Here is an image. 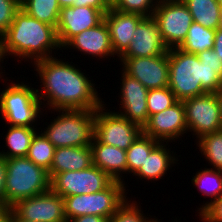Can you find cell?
<instances>
[{"label": "cell", "mask_w": 222, "mask_h": 222, "mask_svg": "<svg viewBox=\"0 0 222 222\" xmlns=\"http://www.w3.org/2000/svg\"><path fill=\"white\" fill-rule=\"evenodd\" d=\"M59 112L42 133L58 147L90 146L94 138L96 110H53Z\"/></svg>", "instance_id": "5b68a950"}, {"label": "cell", "mask_w": 222, "mask_h": 222, "mask_svg": "<svg viewBox=\"0 0 222 222\" xmlns=\"http://www.w3.org/2000/svg\"><path fill=\"white\" fill-rule=\"evenodd\" d=\"M90 147L92 150V165L107 173L113 180L125 183L123 174H127L126 151L103 144L95 137Z\"/></svg>", "instance_id": "ffe728a7"}, {"label": "cell", "mask_w": 222, "mask_h": 222, "mask_svg": "<svg viewBox=\"0 0 222 222\" xmlns=\"http://www.w3.org/2000/svg\"><path fill=\"white\" fill-rule=\"evenodd\" d=\"M5 180L6 163L3 157H0V204H5Z\"/></svg>", "instance_id": "74e56055"}, {"label": "cell", "mask_w": 222, "mask_h": 222, "mask_svg": "<svg viewBox=\"0 0 222 222\" xmlns=\"http://www.w3.org/2000/svg\"><path fill=\"white\" fill-rule=\"evenodd\" d=\"M138 205L140 202L137 204L135 200L131 201L128 197L112 215L110 222H155L156 217L149 219L141 210V205Z\"/></svg>", "instance_id": "1f68e13d"}, {"label": "cell", "mask_w": 222, "mask_h": 222, "mask_svg": "<svg viewBox=\"0 0 222 222\" xmlns=\"http://www.w3.org/2000/svg\"><path fill=\"white\" fill-rule=\"evenodd\" d=\"M8 222H31L24 219H21L13 210L10 213Z\"/></svg>", "instance_id": "b9f144b4"}, {"label": "cell", "mask_w": 222, "mask_h": 222, "mask_svg": "<svg viewBox=\"0 0 222 222\" xmlns=\"http://www.w3.org/2000/svg\"><path fill=\"white\" fill-rule=\"evenodd\" d=\"M122 70L148 90L168 87V52L152 57H120Z\"/></svg>", "instance_id": "7c38bea8"}, {"label": "cell", "mask_w": 222, "mask_h": 222, "mask_svg": "<svg viewBox=\"0 0 222 222\" xmlns=\"http://www.w3.org/2000/svg\"><path fill=\"white\" fill-rule=\"evenodd\" d=\"M120 105L117 113L142 129L148 122L147 95L149 90L138 80L121 70Z\"/></svg>", "instance_id": "9a60e30c"}, {"label": "cell", "mask_w": 222, "mask_h": 222, "mask_svg": "<svg viewBox=\"0 0 222 222\" xmlns=\"http://www.w3.org/2000/svg\"><path fill=\"white\" fill-rule=\"evenodd\" d=\"M20 9L21 0H0V38L8 31Z\"/></svg>", "instance_id": "836d02e7"}, {"label": "cell", "mask_w": 222, "mask_h": 222, "mask_svg": "<svg viewBox=\"0 0 222 222\" xmlns=\"http://www.w3.org/2000/svg\"><path fill=\"white\" fill-rule=\"evenodd\" d=\"M178 100L169 87L151 89L147 95L148 117L166 110Z\"/></svg>", "instance_id": "4dcf8cb0"}, {"label": "cell", "mask_w": 222, "mask_h": 222, "mask_svg": "<svg viewBox=\"0 0 222 222\" xmlns=\"http://www.w3.org/2000/svg\"><path fill=\"white\" fill-rule=\"evenodd\" d=\"M191 183L201 192L203 195L210 197V201L201 205L198 208V214H200L210 203L219 199L222 196V172L212 168H204L195 173L192 176Z\"/></svg>", "instance_id": "d4e9b609"}, {"label": "cell", "mask_w": 222, "mask_h": 222, "mask_svg": "<svg viewBox=\"0 0 222 222\" xmlns=\"http://www.w3.org/2000/svg\"><path fill=\"white\" fill-rule=\"evenodd\" d=\"M40 130L38 129L39 132L37 131L33 136L26 157L35 165L42 167L49 173L53 162L55 147L42 133V129Z\"/></svg>", "instance_id": "83f0119b"}, {"label": "cell", "mask_w": 222, "mask_h": 222, "mask_svg": "<svg viewBox=\"0 0 222 222\" xmlns=\"http://www.w3.org/2000/svg\"><path fill=\"white\" fill-rule=\"evenodd\" d=\"M72 63L55 56L34 62V70L38 72L36 74H39L42 83L41 89L36 90L41 105H44L43 111L46 106L52 111L96 110L104 103L94 80H89L90 77Z\"/></svg>", "instance_id": "6da1fadb"}, {"label": "cell", "mask_w": 222, "mask_h": 222, "mask_svg": "<svg viewBox=\"0 0 222 222\" xmlns=\"http://www.w3.org/2000/svg\"><path fill=\"white\" fill-rule=\"evenodd\" d=\"M188 132L198 140L222 130L220 105L216 93H205L182 101Z\"/></svg>", "instance_id": "30bf717a"}, {"label": "cell", "mask_w": 222, "mask_h": 222, "mask_svg": "<svg viewBox=\"0 0 222 222\" xmlns=\"http://www.w3.org/2000/svg\"><path fill=\"white\" fill-rule=\"evenodd\" d=\"M142 130L144 135L159 142L172 143L184 137L188 133L184 103L177 101L166 110L151 115Z\"/></svg>", "instance_id": "5bb4252c"}, {"label": "cell", "mask_w": 222, "mask_h": 222, "mask_svg": "<svg viewBox=\"0 0 222 222\" xmlns=\"http://www.w3.org/2000/svg\"><path fill=\"white\" fill-rule=\"evenodd\" d=\"M168 144V142H166V144L165 142H159L152 149L139 171L134 175L135 177L137 176V180L138 177L140 180L145 179L148 181L163 179L167 171H169L170 168L172 169V165L175 166L174 164H179L177 163L179 159L176 152L170 151L171 148L167 147Z\"/></svg>", "instance_id": "44dd1931"}, {"label": "cell", "mask_w": 222, "mask_h": 222, "mask_svg": "<svg viewBox=\"0 0 222 222\" xmlns=\"http://www.w3.org/2000/svg\"><path fill=\"white\" fill-rule=\"evenodd\" d=\"M213 50L217 53L220 61H222V27L216 30Z\"/></svg>", "instance_id": "ab89813d"}, {"label": "cell", "mask_w": 222, "mask_h": 222, "mask_svg": "<svg viewBox=\"0 0 222 222\" xmlns=\"http://www.w3.org/2000/svg\"><path fill=\"white\" fill-rule=\"evenodd\" d=\"M110 7L116 2V0H104Z\"/></svg>", "instance_id": "bcb514c9"}, {"label": "cell", "mask_w": 222, "mask_h": 222, "mask_svg": "<svg viewBox=\"0 0 222 222\" xmlns=\"http://www.w3.org/2000/svg\"><path fill=\"white\" fill-rule=\"evenodd\" d=\"M104 13L90 6L63 7L60 11L57 37L61 49L76 35L104 20Z\"/></svg>", "instance_id": "2e32d148"}, {"label": "cell", "mask_w": 222, "mask_h": 222, "mask_svg": "<svg viewBox=\"0 0 222 222\" xmlns=\"http://www.w3.org/2000/svg\"><path fill=\"white\" fill-rule=\"evenodd\" d=\"M155 222H162V220L160 221V219L158 220V218L155 220Z\"/></svg>", "instance_id": "c3c4849f"}, {"label": "cell", "mask_w": 222, "mask_h": 222, "mask_svg": "<svg viewBox=\"0 0 222 222\" xmlns=\"http://www.w3.org/2000/svg\"><path fill=\"white\" fill-rule=\"evenodd\" d=\"M37 129L35 127L8 126L5 134V147L8 150H0V157L9 159L13 157H26L31 141ZM6 151V152H5Z\"/></svg>", "instance_id": "cb8c5ba5"}, {"label": "cell", "mask_w": 222, "mask_h": 222, "mask_svg": "<svg viewBox=\"0 0 222 222\" xmlns=\"http://www.w3.org/2000/svg\"><path fill=\"white\" fill-rule=\"evenodd\" d=\"M125 185L127 184L114 180L102 191L63 197L67 221L87 214L110 219L127 199Z\"/></svg>", "instance_id": "52a82bcc"}, {"label": "cell", "mask_w": 222, "mask_h": 222, "mask_svg": "<svg viewBox=\"0 0 222 222\" xmlns=\"http://www.w3.org/2000/svg\"><path fill=\"white\" fill-rule=\"evenodd\" d=\"M127 51L121 57H152L168 52L163 42L159 25L152 17H145L133 32Z\"/></svg>", "instance_id": "e0dca14e"}, {"label": "cell", "mask_w": 222, "mask_h": 222, "mask_svg": "<svg viewBox=\"0 0 222 222\" xmlns=\"http://www.w3.org/2000/svg\"><path fill=\"white\" fill-rule=\"evenodd\" d=\"M158 143L159 141L142 133L139 138L126 150L127 174L130 173L134 176L143 165L146 157H148L152 149Z\"/></svg>", "instance_id": "f1b7e54d"}, {"label": "cell", "mask_w": 222, "mask_h": 222, "mask_svg": "<svg viewBox=\"0 0 222 222\" xmlns=\"http://www.w3.org/2000/svg\"><path fill=\"white\" fill-rule=\"evenodd\" d=\"M61 8L74 5V0H57Z\"/></svg>", "instance_id": "7bdbcfd3"}, {"label": "cell", "mask_w": 222, "mask_h": 222, "mask_svg": "<svg viewBox=\"0 0 222 222\" xmlns=\"http://www.w3.org/2000/svg\"><path fill=\"white\" fill-rule=\"evenodd\" d=\"M21 9L39 21L58 26L61 7L57 0H21Z\"/></svg>", "instance_id": "4316f807"}, {"label": "cell", "mask_w": 222, "mask_h": 222, "mask_svg": "<svg viewBox=\"0 0 222 222\" xmlns=\"http://www.w3.org/2000/svg\"><path fill=\"white\" fill-rule=\"evenodd\" d=\"M1 63L3 64V60H2V58H1V55H0V78H2L4 75H3V73H5V72H3L2 70H3V67L1 66ZM2 74V75H1Z\"/></svg>", "instance_id": "f6af8a7d"}, {"label": "cell", "mask_w": 222, "mask_h": 222, "mask_svg": "<svg viewBox=\"0 0 222 222\" xmlns=\"http://www.w3.org/2000/svg\"><path fill=\"white\" fill-rule=\"evenodd\" d=\"M11 209L21 219L31 222H67L63 198L51 189L20 200Z\"/></svg>", "instance_id": "4fadbf2b"}, {"label": "cell", "mask_w": 222, "mask_h": 222, "mask_svg": "<svg viewBox=\"0 0 222 222\" xmlns=\"http://www.w3.org/2000/svg\"><path fill=\"white\" fill-rule=\"evenodd\" d=\"M217 99L219 101V105H220V112H221V122H222V89H220L217 93Z\"/></svg>", "instance_id": "ee69618b"}, {"label": "cell", "mask_w": 222, "mask_h": 222, "mask_svg": "<svg viewBox=\"0 0 222 222\" xmlns=\"http://www.w3.org/2000/svg\"><path fill=\"white\" fill-rule=\"evenodd\" d=\"M54 50L63 52L56 28L35 19L22 9L16 13L8 31L0 38V55L3 61L6 56H13L17 60L22 58L20 62L24 59V62L29 60L33 64L56 56Z\"/></svg>", "instance_id": "7a4b0ae2"}, {"label": "cell", "mask_w": 222, "mask_h": 222, "mask_svg": "<svg viewBox=\"0 0 222 222\" xmlns=\"http://www.w3.org/2000/svg\"><path fill=\"white\" fill-rule=\"evenodd\" d=\"M1 80L4 83L11 82L10 84L8 82L6 88L0 92V114L5 124L7 122L10 126L34 127L37 118H41L40 115L44 113L36 88L24 81L15 83L10 79L1 78Z\"/></svg>", "instance_id": "8992f818"}, {"label": "cell", "mask_w": 222, "mask_h": 222, "mask_svg": "<svg viewBox=\"0 0 222 222\" xmlns=\"http://www.w3.org/2000/svg\"><path fill=\"white\" fill-rule=\"evenodd\" d=\"M158 0H116L112 8L123 13L152 17Z\"/></svg>", "instance_id": "d6a6232c"}, {"label": "cell", "mask_w": 222, "mask_h": 222, "mask_svg": "<svg viewBox=\"0 0 222 222\" xmlns=\"http://www.w3.org/2000/svg\"><path fill=\"white\" fill-rule=\"evenodd\" d=\"M198 216L202 222H222V196L210 203Z\"/></svg>", "instance_id": "e575fe53"}, {"label": "cell", "mask_w": 222, "mask_h": 222, "mask_svg": "<svg viewBox=\"0 0 222 222\" xmlns=\"http://www.w3.org/2000/svg\"><path fill=\"white\" fill-rule=\"evenodd\" d=\"M161 37L170 48L179 47L186 39L193 18L182 0H160L153 12Z\"/></svg>", "instance_id": "9c48e42d"}, {"label": "cell", "mask_w": 222, "mask_h": 222, "mask_svg": "<svg viewBox=\"0 0 222 222\" xmlns=\"http://www.w3.org/2000/svg\"><path fill=\"white\" fill-rule=\"evenodd\" d=\"M168 87L178 101L222 89V66L202 64L196 54L178 47L168 50Z\"/></svg>", "instance_id": "3957f363"}, {"label": "cell", "mask_w": 222, "mask_h": 222, "mask_svg": "<svg viewBox=\"0 0 222 222\" xmlns=\"http://www.w3.org/2000/svg\"><path fill=\"white\" fill-rule=\"evenodd\" d=\"M216 30L206 28L193 22L188 30L186 39L178 47L179 49L193 54L213 49Z\"/></svg>", "instance_id": "484cf974"}, {"label": "cell", "mask_w": 222, "mask_h": 222, "mask_svg": "<svg viewBox=\"0 0 222 222\" xmlns=\"http://www.w3.org/2000/svg\"><path fill=\"white\" fill-rule=\"evenodd\" d=\"M195 142L212 169L222 170V130L206 134Z\"/></svg>", "instance_id": "f546056e"}, {"label": "cell", "mask_w": 222, "mask_h": 222, "mask_svg": "<svg viewBox=\"0 0 222 222\" xmlns=\"http://www.w3.org/2000/svg\"><path fill=\"white\" fill-rule=\"evenodd\" d=\"M145 17L139 14L123 13L110 7L104 15L108 26L111 46L119 58L127 51L137 25Z\"/></svg>", "instance_id": "ac0fdd59"}, {"label": "cell", "mask_w": 222, "mask_h": 222, "mask_svg": "<svg viewBox=\"0 0 222 222\" xmlns=\"http://www.w3.org/2000/svg\"><path fill=\"white\" fill-rule=\"evenodd\" d=\"M67 222H110V219L102 216L87 214L70 219Z\"/></svg>", "instance_id": "f35d334b"}, {"label": "cell", "mask_w": 222, "mask_h": 222, "mask_svg": "<svg viewBox=\"0 0 222 222\" xmlns=\"http://www.w3.org/2000/svg\"><path fill=\"white\" fill-rule=\"evenodd\" d=\"M200 62L209 66H222V61L217 57V53L213 49L205 50L196 54Z\"/></svg>", "instance_id": "d590c367"}, {"label": "cell", "mask_w": 222, "mask_h": 222, "mask_svg": "<svg viewBox=\"0 0 222 222\" xmlns=\"http://www.w3.org/2000/svg\"><path fill=\"white\" fill-rule=\"evenodd\" d=\"M190 11L193 22L217 30L221 27L222 7L217 0H182Z\"/></svg>", "instance_id": "603a6c76"}, {"label": "cell", "mask_w": 222, "mask_h": 222, "mask_svg": "<svg viewBox=\"0 0 222 222\" xmlns=\"http://www.w3.org/2000/svg\"><path fill=\"white\" fill-rule=\"evenodd\" d=\"M74 6H90L102 11L104 14L110 8L104 0H74Z\"/></svg>", "instance_id": "8d00e7d4"}, {"label": "cell", "mask_w": 222, "mask_h": 222, "mask_svg": "<svg viewBox=\"0 0 222 222\" xmlns=\"http://www.w3.org/2000/svg\"><path fill=\"white\" fill-rule=\"evenodd\" d=\"M5 205L12 207L18 201L50 190L48 171L35 165L27 157L5 159Z\"/></svg>", "instance_id": "277c9868"}, {"label": "cell", "mask_w": 222, "mask_h": 222, "mask_svg": "<svg viewBox=\"0 0 222 222\" xmlns=\"http://www.w3.org/2000/svg\"><path fill=\"white\" fill-rule=\"evenodd\" d=\"M50 179V189L62 198L96 193L107 188L114 181L94 165L85 170L55 174Z\"/></svg>", "instance_id": "8fae6325"}, {"label": "cell", "mask_w": 222, "mask_h": 222, "mask_svg": "<svg viewBox=\"0 0 222 222\" xmlns=\"http://www.w3.org/2000/svg\"><path fill=\"white\" fill-rule=\"evenodd\" d=\"M12 209L10 206L5 204H0V222H8Z\"/></svg>", "instance_id": "60d3db41"}, {"label": "cell", "mask_w": 222, "mask_h": 222, "mask_svg": "<svg viewBox=\"0 0 222 222\" xmlns=\"http://www.w3.org/2000/svg\"><path fill=\"white\" fill-rule=\"evenodd\" d=\"M92 166L90 146L55 148L53 162L49 171L51 178L55 174L67 171H80Z\"/></svg>", "instance_id": "7402d4cb"}, {"label": "cell", "mask_w": 222, "mask_h": 222, "mask_svg": "<svg viewBox=\"0 0 222 222\" xmlns=\"http://www.w3.org/2000/svg\"><path fill=\"white\" fill-rule=\"evenodd\" d=\"M218 2H219V4L221 5V7H222V0H217Z\"/></svg>", "instance_id": "7dc6e473"}, {"label": "cell", "mask_w": 222, "mask_h": 222, "mask_svg": "<svg viewBox=\"0 0 222 222\" xmlns=\"http://www.w3.org/2000/svg\"><path fill=\"white\" fill-rule=\"evenodd\" d=\"M106 105L104 102L95 111L94 137L103 144L126 151L139 138L143 130L115 110L110 111Z\"/></svg>", "instance_id": "ba28073f"}, {"label": "cell", "mask_w": 222, "mask_h": 222, "mask_svg": "<svg viewBox=\"0 0 222 222\" xmlns=\"http://www.w3.org/2000/svg\"><path fill=\"white\" fill-rule=\"evenodd\" d=\"M77 49L83 55H91L93 58L105 59L115 57L111 46L108 26L103 20L97 26L86 29L74 36L62 49ZM99 57V58H98Z\"/></svg>", "instance_id": "d6986e66"}]
</instances>
